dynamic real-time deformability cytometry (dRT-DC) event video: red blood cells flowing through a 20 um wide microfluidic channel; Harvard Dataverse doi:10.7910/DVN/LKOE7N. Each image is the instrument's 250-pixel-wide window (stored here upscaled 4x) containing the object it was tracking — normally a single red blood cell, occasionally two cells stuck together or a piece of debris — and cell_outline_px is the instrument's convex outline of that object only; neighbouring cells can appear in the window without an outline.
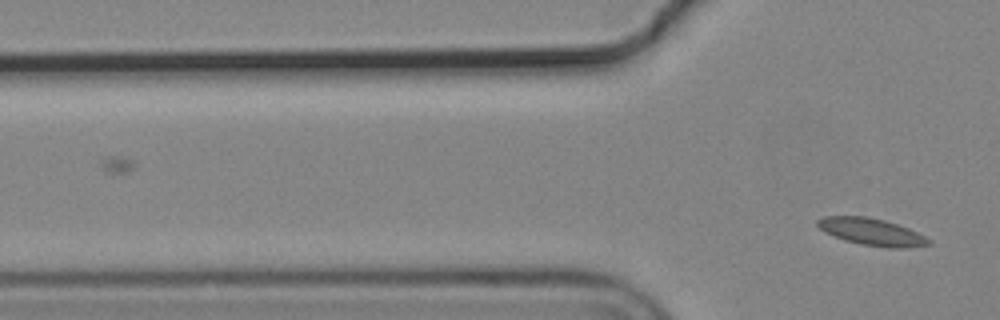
{"species": "common noctule bat (a hibernating species)", "species_latin": "Nyctalus noctula", "temperature_condition": "cold", "stored_images_in_passage": 3, "camera_frame_rate_fps": 3000, "um_per_image_px": 0.085, "animal": {"sex": "male", "body_mass_g": 19.2, "forearm_length_mm": 51.8}, "frame": {"image": 1, "passage_image": 3, "time_ms": 0.667, "image_size_px": [1000, 320], "cell_outline_px": [[932, 244], [908, 248], [888, 248], [860, 244], [844, 240], [824, 232], [816, 224], [816, 220], [824, 216], [864, 216], [884, 220], [908, 228], [932, 240]], "centroid_in_image_um": [74.09, 19.72], "position_along_channel_um": 51.7, "area_um2": 17.57}}